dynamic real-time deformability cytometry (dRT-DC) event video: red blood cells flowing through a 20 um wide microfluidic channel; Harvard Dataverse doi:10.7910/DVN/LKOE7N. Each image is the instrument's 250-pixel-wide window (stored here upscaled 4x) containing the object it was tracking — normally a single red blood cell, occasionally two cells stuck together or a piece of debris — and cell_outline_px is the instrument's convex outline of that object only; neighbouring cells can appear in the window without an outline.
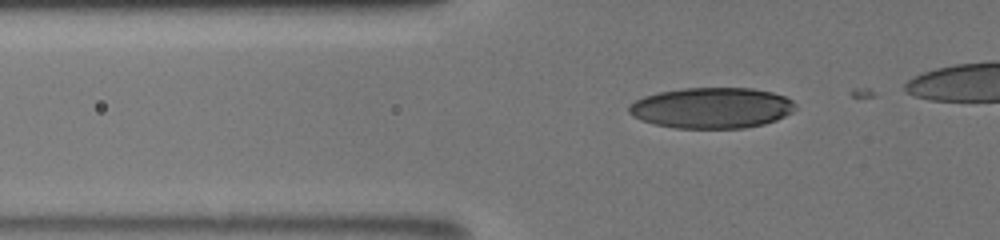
{"species": "human", "species_latin": "Homo sapiens", "temperature_condition": "room temperature", "stored_images_in_passage": 42, "camera_frame_rate_fps": 3000, "um_per_image_px": 0.085, "donor": {"sex": "male"}, "frame": {"image": 1, "passage_image": 12, "time_ms": 3.667, "image_size_px": [1000, 240], "cell_outline_px": [[796, 108], [792, 112], [776, 120], [764, 124], [744, 128], [676, 128], [656, 124], [632, 116], [628, 112], [628, 104], [644, 96], [660, 92], [684, 88], [752, 88], [772, 92], [784, 96], [792, 100], [796, 104]], "centroid_in_image_um": [60.51, 9.17], "position_along_channel_um": 65.3, "area_um2": 39.54}}
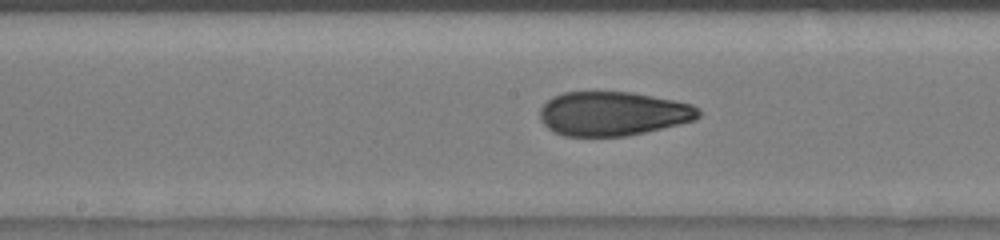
{"frame": {"image": 2, "passage_image": 23, "time_ms": 7.333, "image_size_px": [1000, 240], "cell_outline_px": [[700, 116], [696, 120], [680, 124], [628, 136], [564, 136], [548, 128], [540, 120], [540, 108], [552, 96], [564, 92], [632, 92], [692, 104], [700, 108]], "centroid_in_image_um": [52.11, 9.66], "position_along_channel_um": 196.1, "area_um2": 40.86}}
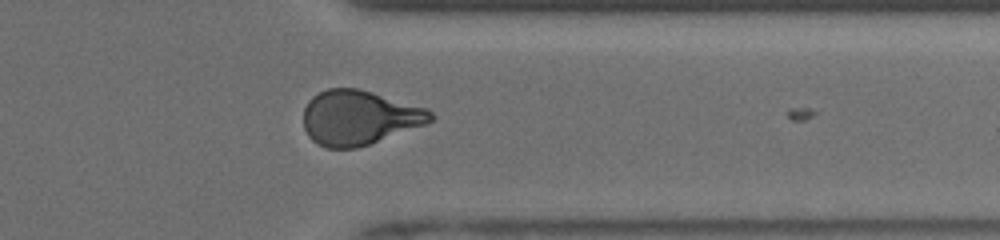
{"frame": {"image": 3, "passage_image": 37, "time_ms": 12.0, "image_size_px": [1000, 240], "cell_outline_px": [[436, 120], [368, 144], [356, 148], [324, 148], [316, 144], [308, 136], [304, 128], [304, 108], [308, 100], [312, 96], [328, 88], [356, 88], [372, 92], [428, 108], [436, 116]], "centroid_in_image_um": [30.52, 9.99], "position_along_channel_um": 380.9, "area_um2": 40.46}}